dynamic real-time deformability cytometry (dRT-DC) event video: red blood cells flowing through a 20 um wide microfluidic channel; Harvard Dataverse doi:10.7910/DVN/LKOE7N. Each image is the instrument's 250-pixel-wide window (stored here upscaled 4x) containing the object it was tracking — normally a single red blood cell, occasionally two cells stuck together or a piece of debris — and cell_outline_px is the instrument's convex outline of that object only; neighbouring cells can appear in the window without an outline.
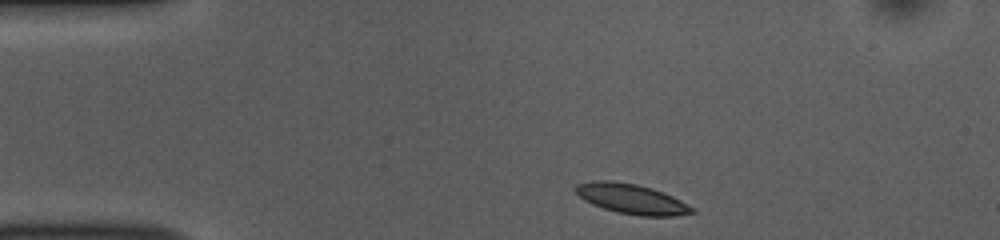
{"species": "common noctule bat (a hibernating species)", "species_latin": "Nyctalus noctula", "temperature_condition": "room temperature", "stored_images_in_passage": 43, "camera_frame_rate_fps": 3000, "um_per_image_px": 0.085, "animal": {"sex": "female", "body_mass_g": 10.0, "forearm_length_mm": 53.1}, "frame": {"image": 1, "passage_image": 1, "time_ms": 0.0, "image_size_px": [1000, 240], "cell_outline_px": [[696, 212], [676, 216], [640, 216], [616, 212], [592, 204], [584, 200], [576, 192], [576, 184], [592, 180], [608, 180], [636, 184], [652, 188], [664, 192], [680, 200], [692, 208]], "centroid_in_image_um": [53.67, 16.9], "position_along_channel_um": 31.3, "area_um2": 20.23}}
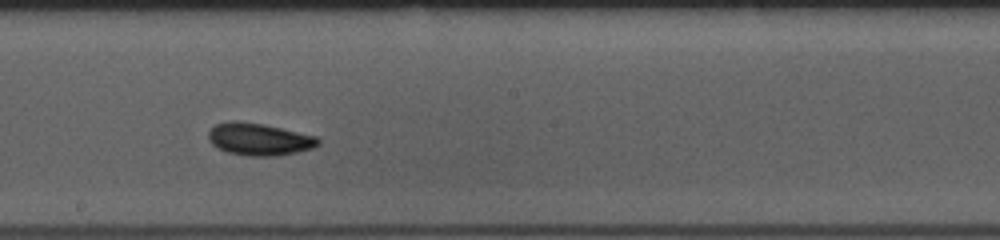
{"frame": {"image": 2, "passage_image": 20, "time_ms": 6.333, "image_size_px": [1000, 240], "cell_outline_px": [[320, 144], [312, 148], [296, 152], [276, 156], [248, 156], [228, 152], [216, 148], [208, 140], [208, 132], [216, 124], [232, 120], [236, 120], [264, 124], [316, 136], [320, 140]], "centroid_in_image_um": [22.0, 11.83], "position_along_channel_um": 226.2, "area_um2": 20.69}}
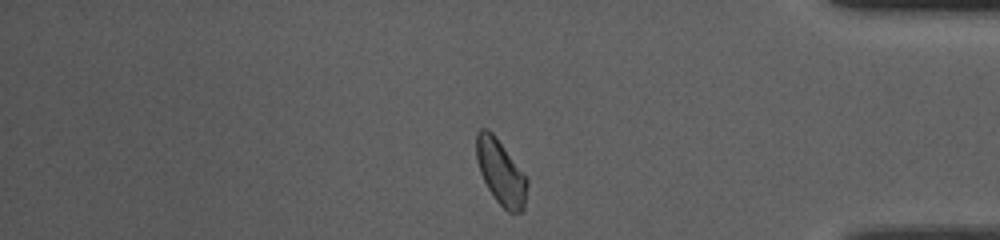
{"frame": {"image": 3, "passage_image": 35, "time_ms": 11.333, "image_size_px": [1000, 240], "cell_outline_px": [[528, 184], [524, 212], [508, 212], [496, 200], [488, 188], [480, 172], [476, 160], [476, 132], [480, 128], [488, 128], [492, 132], [528, 180]], "centroid_in_image_um": [42.55, 14.65], "position_along_channel_um": 392.6, "area_um2": 19.02}, "authors_computed_cell_mechanics": {"area_um2": 19.5942, "velocity_mm_per_s": 3.8327, "shape_relaxation_time_tau1_ms": 4.9704, "shape_relaxation_time_tau2_ms": 5.1961, "deformation_change_tau1": 0.1096, "deformation_change_tau2": 0.1096}}